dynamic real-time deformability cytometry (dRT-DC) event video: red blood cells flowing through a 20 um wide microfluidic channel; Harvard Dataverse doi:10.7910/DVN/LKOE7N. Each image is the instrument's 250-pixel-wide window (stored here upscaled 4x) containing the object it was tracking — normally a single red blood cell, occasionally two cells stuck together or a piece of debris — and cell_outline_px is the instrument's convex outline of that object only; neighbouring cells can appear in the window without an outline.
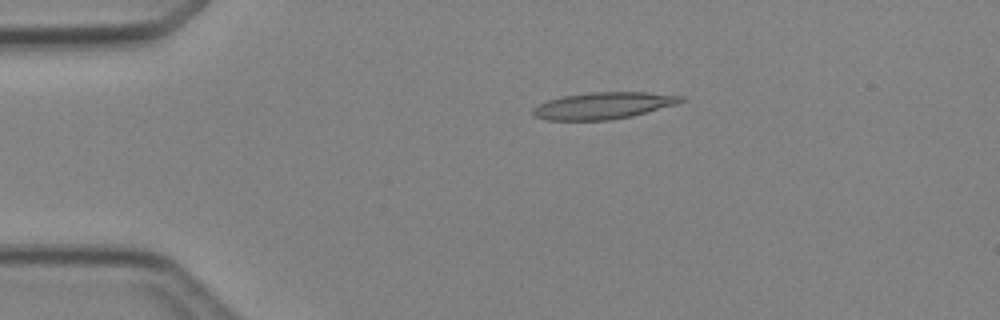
{"species": "Egyptian fruit bat (a non-hibernating species)", "species_latin": "Rousettus aegyptiacus", "temperature_condition": "cold", "stored_images_in_passage": 4, "camera_frame_rate_fps": 3000, "um_per_image_px": 0.085, "animal": {"sex": "female"}, "frame": {"image": 1, "passage_image": 3, "time_ms": 2.333, "image_size_px": [1000, 320], "cell_outline_px": [[688, 100], [680, 104], [632, 116], [612, 120], [544, 120], [532, 116], [532, 108], [548, 100], [564, 96], [588, 92], [648, 92], [684, 96]], "centroid_in_image_um": [51.34, 8.98], "position_along_channel_um": 33.7, "area_um2": 23.47}}